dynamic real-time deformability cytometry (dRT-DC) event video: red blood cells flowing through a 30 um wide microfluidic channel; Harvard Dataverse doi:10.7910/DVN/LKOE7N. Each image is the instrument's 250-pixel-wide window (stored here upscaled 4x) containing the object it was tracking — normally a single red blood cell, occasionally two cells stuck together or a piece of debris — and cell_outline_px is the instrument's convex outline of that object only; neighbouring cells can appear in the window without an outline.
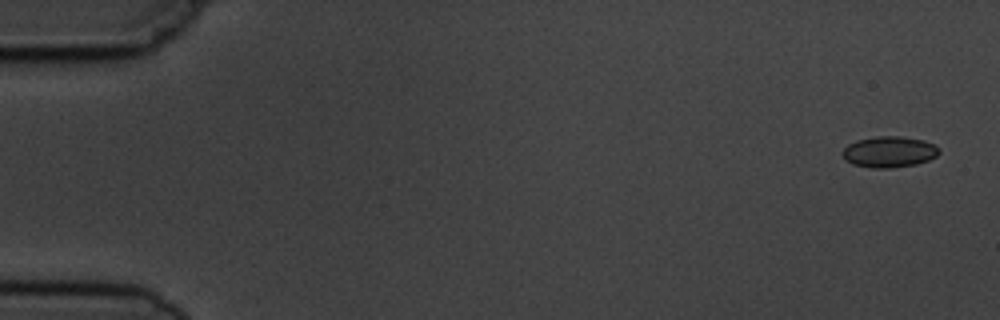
{"species": "common noctule bat (a hibernating species)", "species_latin": "Nyctalus noctula", "temperature_condition": "cold", "stored_images_in_passage": 5, "camera_frame_rate_fps": 3000, "um_per_image_px": 0.085, "animal": {"sex": "male", "body_mass_g": 19.5, "forearm_length_mm": 54.6}, "frame": {"image": 1, "passage_image": 1, "time_ms": 0.0, "image_size_px": [1000, 320], "cell_outline_px": [[940, 152], [936, 156], [928, 160], [916, 164], [892, 168], [872, 168], [852, 164], [844, 160], [840, 152], [848, 144], [856, 140], [876, 136], [900, 136], [924, 140], [936, 144], [940, 148]], "centroid_in_image_um": [75.57, 12.9], "position_along_channel_um": 9.4, "area_um2": 17.8}}
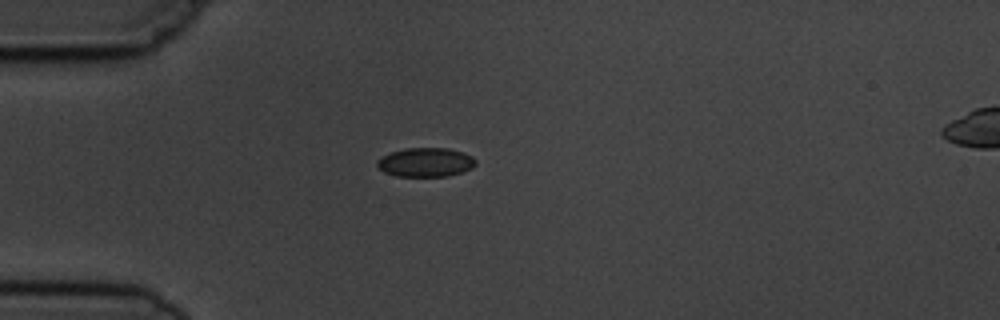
{"frame": {"image": 2, "passage_image": 5, "time_ms": 4.333, "image_size_px": [1000, 320], "cell_outline_px": [[476, 164], [472, 168], [448, 176], [396, 176], [384, 172], [376, 164], [376, 160], [380, 156], [404, 148], [448, 148], [464, 152], [472, 156], [476, 160]], "centroid_in_image_um": [36.17, 13.78], "position_along_channel_um": 48.8, "area_um2": 16.76}}